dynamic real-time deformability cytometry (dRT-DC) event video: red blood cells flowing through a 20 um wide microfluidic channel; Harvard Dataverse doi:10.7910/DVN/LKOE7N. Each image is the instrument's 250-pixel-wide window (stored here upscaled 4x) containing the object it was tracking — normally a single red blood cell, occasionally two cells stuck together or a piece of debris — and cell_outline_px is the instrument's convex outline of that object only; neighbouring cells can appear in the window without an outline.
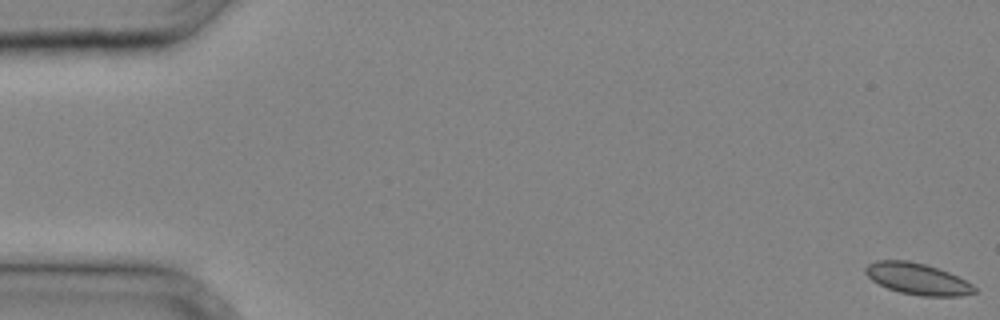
{"species": "common noctule bat (a hibernating species)", "species_latin": "Nyctalus noctula", "temperature_condition": "cold", "stored_images_in_passage": 35, "camera_frame_rate_fps": 3000, "um_per_image_px": 0.085, "animal": {"sex": "male", "body_mass_g": 20.4}, "frame": {"image": 1, "passage_image": 1, "time_ms": 0.0, "image_size_px": [1000, 320], "cell_outline_px": [[976, 292], [960, 296], [920, 296], [900, 292], [888, 288], [872, 280], [864, 272], [864, 268], [868, 264], [876, 260], [908, 260], [924, 264], [948, 272], [972, 284], [976, 288]], "centroid_in_image_um": [77.96, 23.7], "position_along_channel_um": 7.0, "area_um2": 19.77}}
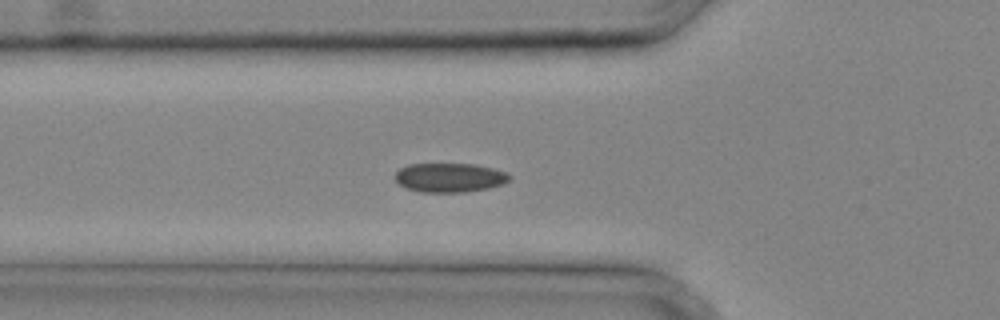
{"frame": {"image": 2, "passage_image": 13, "time_ms": 4.0, "image_size_px": [1000, 320], "cell_outline_px": [[512, 176], [504, 184], [488, 188], [464, 192], [420, 192], [408, 188], [400, 184], [396, 180], [396, 172], [400, 168], [408, 164], [472, 164], [492, 168], [508, 172]], "centroid_in_image_um": [38.25, 15.09], "position_along_channel_um": 87.6, "area_um2": 19.36}}
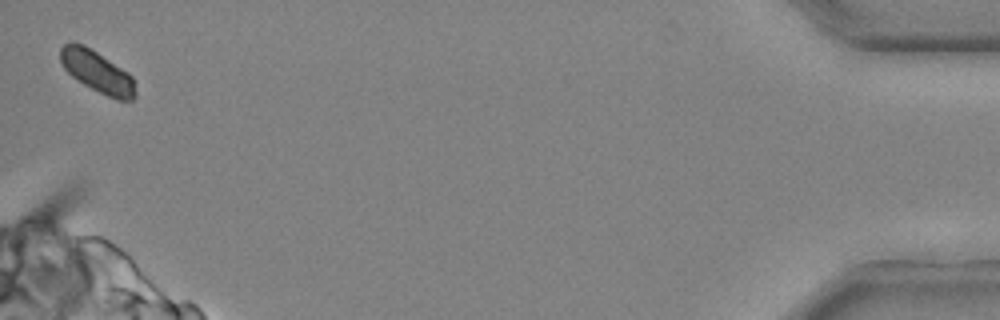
{"frame": {"image": 3, "passage_image": 35, "time_ms": 11.333, "image_size_px": [1000, 320], "cell_outline_px": [[136, 96], [132, 100], [116, 100], [84, 84], [72, 76], [64, 68], [60, 60], [60, 48], [64, 44], [72, 40], [84, 44], [128, 72], [132, 76], [136, 92]], "centroid_in_image_um": [8.25, 6.07], "position_along_channel_um": 426.9, "area_um2": 18.21}}